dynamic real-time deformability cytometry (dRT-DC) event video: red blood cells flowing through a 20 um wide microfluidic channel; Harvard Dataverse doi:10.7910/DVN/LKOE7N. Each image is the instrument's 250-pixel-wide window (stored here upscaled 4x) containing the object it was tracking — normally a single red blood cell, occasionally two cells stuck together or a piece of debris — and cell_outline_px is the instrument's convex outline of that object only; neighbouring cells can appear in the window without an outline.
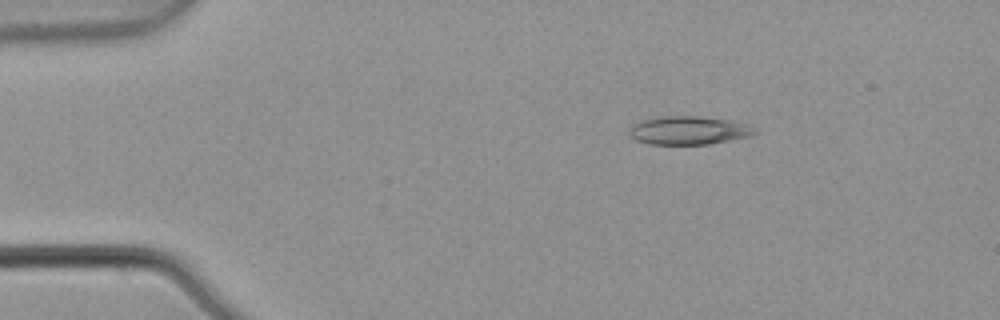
{"species": "common noctule bat (a hibernating species)", "species_latin": "Nyctalus noctula", "temperature_condition": "warm", "stored_images_in_passage": 2, "camera_frame_rate_fps": 3000, "um_per_image_px": 0.085, "animal": {"sex": "male", "body_mass_g": 21.5, "forearm_length_mm": 52.0}, "frame": {"image": 1, "passage_image": 1, "time_ms": 0.0, "image_size_px": [1000, 320], "cell_outline_px": [[760, 132], [752, 136], [708, 144], [648, 144], [636, 140], [628, 132], [628, 128], [644, 120], [664, 116], [696, 116], [732, 120], [748, 124]], "centroid_in_image_um": [58.6, 11.09], "position_along_channel_um": 26.4, "area_um2": 20.75}}